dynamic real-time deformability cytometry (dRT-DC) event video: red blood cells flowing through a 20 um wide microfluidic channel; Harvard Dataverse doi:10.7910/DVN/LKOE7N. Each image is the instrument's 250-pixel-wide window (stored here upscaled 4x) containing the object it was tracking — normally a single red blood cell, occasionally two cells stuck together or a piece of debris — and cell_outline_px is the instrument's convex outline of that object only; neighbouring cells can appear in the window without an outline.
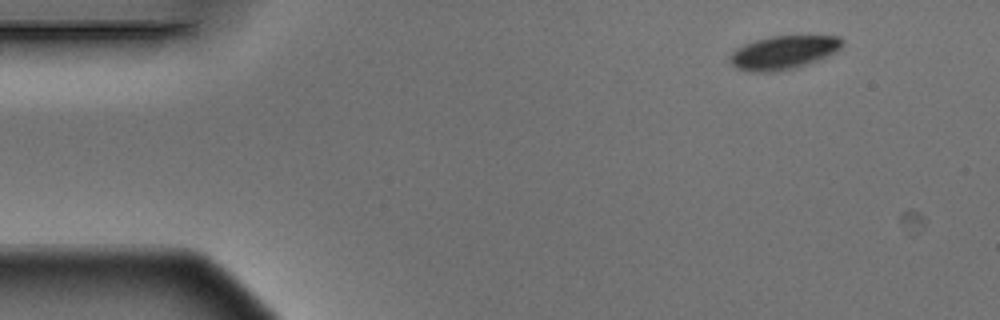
{"species": "Egyptian fruit bat (a non-hibernating species)", "species_latin": "Rousettus aegyptiacus", "temperature_condition": "warm", "stored_images_in_passage": 5, "camera_frame_rate_fps": 3000, "um_per_image_px": 0.085, "animal": {"sex": "male"}, "frame": {"image": 1, "passage_image": 1, "time_ms": 0.0, "image_size_px": [1000, 320], "cell_outline_px": [[844, 40], [840, 48], [808, 64], [776, 72], [748, 72], [736, 68], [728, 60], [728, 56], [736, 48], [744, 44], [768, 36], [840, 36]], "centroid_in_image_um": [66.52, 4.46], "position_along_channel_um": 18.5, "area_um2": 21.85}}
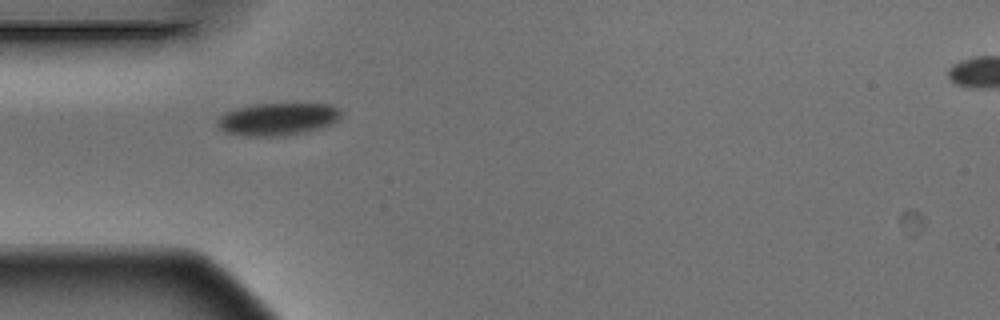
{"frame": {"image": 2, "passage_image": 4, "time_ms": 1.0, "image_size_px": [1000, 320], "cell_outline_px": [[340, 116], [336, 120], [328, 124], [316, 128], [300, 132], [276, 136], [244, 136], [224, 132], [216, 124], [216, 120], [220, 116], [228, 112], [240, 108], [256, 104], [332, 104], [340, 108]], "centroid_in_image_um": [23.56, 10.12], "position_along_channel_um": 61.4, "area_um2": 22.83}}
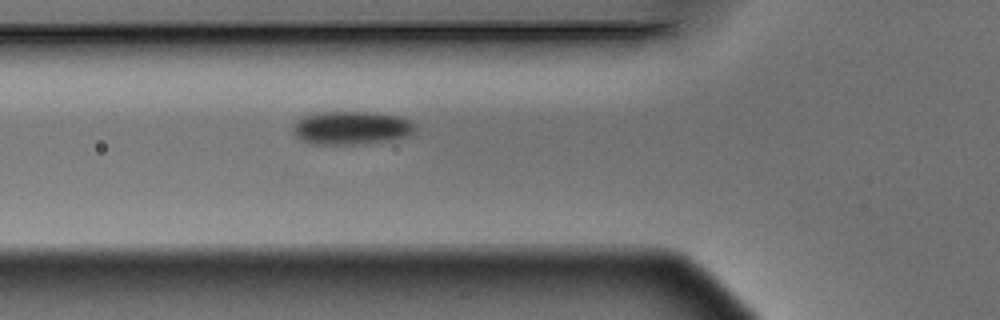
{"frame": {"image": 3, "passage_image": 5, "time_ms": 1.333, "image_size_px": [1000, 320], "cell_outline_px": [[416, 128], [412, 136], [392, 140], [356, 144], [312, 144], [300, 140], [292, 132], [292, 124], [304, 116], [320, 112], [372, 112], [400, 116], [412, 120], [416, 124]], "centroid_in_image_um": [29.91, 10.87], "position_along_channel_um": 95.9, "area_um2": 24.16}}